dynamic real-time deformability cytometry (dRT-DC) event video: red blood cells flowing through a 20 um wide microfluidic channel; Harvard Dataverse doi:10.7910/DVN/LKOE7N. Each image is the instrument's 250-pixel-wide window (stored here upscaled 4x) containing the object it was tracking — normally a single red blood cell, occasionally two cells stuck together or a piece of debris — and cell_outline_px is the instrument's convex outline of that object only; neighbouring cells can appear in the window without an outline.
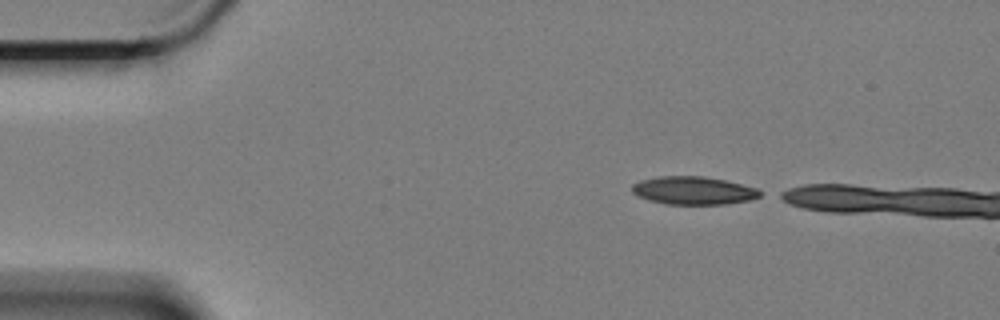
{"species": "Egyptian fruit bat (a non-hibernating species)", "species_latin": "Rousettus aegyptiacus", "temperature_condition": "cold", "stored_images_in_passage": 7, "camera_frame_rate_fps": 3000, "um_per_image_px": 0.085, "animal": {"sex": "female"}, "frame": {"image": 1, "passage_image": 1, "time_ms": 0.0, "image_size_px": [1000, 320], "cell_outline_px": [[764, 192], [760, 196], [752, 200], [728, 204], [664, 204], [648, 200], [636, 196], [632, 192], [632, 184], [640, 180], [660, 176], [704, 176], [724, 180], [756, 188]], "centroid_in_image_um": [58.93, 16.2], "position_along_channel_um": 26.1, "area_um2": 21.1}}